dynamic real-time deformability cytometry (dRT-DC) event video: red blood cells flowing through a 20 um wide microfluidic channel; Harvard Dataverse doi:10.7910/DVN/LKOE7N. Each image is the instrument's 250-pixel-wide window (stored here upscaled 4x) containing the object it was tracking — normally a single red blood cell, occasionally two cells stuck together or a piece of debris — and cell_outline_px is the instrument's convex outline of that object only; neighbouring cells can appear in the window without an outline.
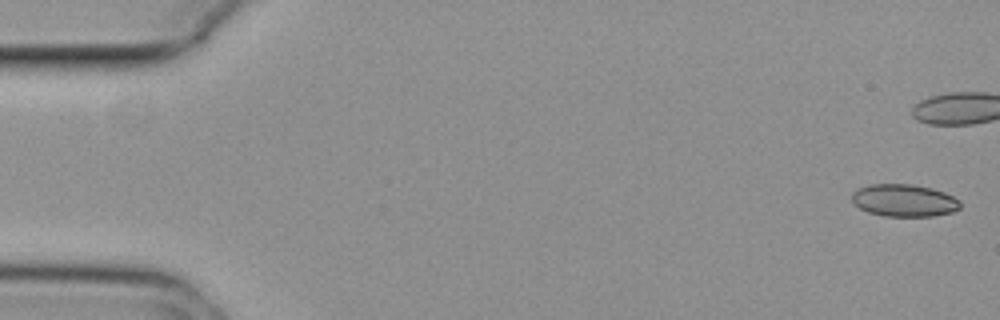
{"species": "common noctule bat (a hibernating species)", "species_latin": "Nyctalus noctula", "temperature_condition": "cold", "stored_images_in_passage": 43, "camera_frame_rate_fps": 3000, "um_per_image_px": 0.085, "animal": {"sex": "female", "body_mass_g": 29.2, "forearm_length_mm": 56.3}, "frame": {"image": 1, "passage_image": 1, "time_ms": 0.0, "image_size_px": [1000, 320], "cell_outline_px": [[960, 208], [952, 212], [932, 216], [884, 216], [868, 212], [860, 208], [852, 200], [852, 192], [860, 188], [872, 184], [912, 184], [932, 188], [944, 192], [960, 200]], "centroid_in_image_um": [76.87, 17.03], "position_along_channel_um": 8.1, "area_um2": 20.35}}